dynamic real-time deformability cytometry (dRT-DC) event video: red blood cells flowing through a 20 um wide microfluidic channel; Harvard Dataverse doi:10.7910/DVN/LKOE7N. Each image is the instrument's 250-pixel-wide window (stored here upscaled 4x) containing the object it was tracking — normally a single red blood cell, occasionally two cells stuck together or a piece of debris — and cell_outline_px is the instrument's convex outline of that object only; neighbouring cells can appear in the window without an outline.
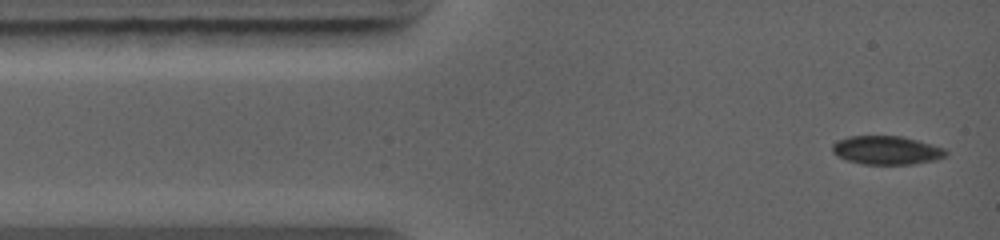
{"species": "common noctule bat (a hibernating species)", "species_latin": "Nyctalus noctula", "temperature_condition": "warm", "stored_images_in_passage": 36, "camera_frame_rate_fps": 5000, "um_per_image_px": 0.085, "animal": {"sex": "female", "body_mass_g": 19.0, "forearm_length_mm": 56.7}, "frame": {"image": 1, "passage_image": 1, "time_ms": 0.0, "image_size_px": [1000, 240], "cell_outline_px": [[948, 156], [936, 160], [912, 164], [864, 164], [848, 160], [832, 152], [832, 144], [836, 140], [848, 136], [900, 136], [932, 144], [944, 148], [948, 152]], "centroid_in_image_um": [75.38, 12.76], "position_along_channel_um": 9.6, "area_um2": 18.9}}
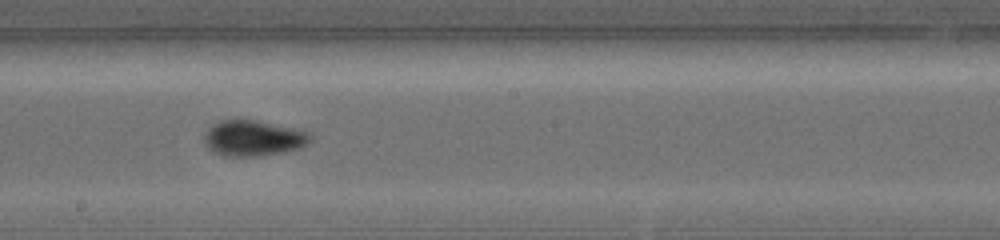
{"frame": {"image": 2, "passage_image": 16, "time_ms": 5.8, "image_size_px": [1000, 240], "cell_outline_px": [[312, 140], [308, 144], [300, 148], [284, 152], [260, 156], [224, 156], [208, 148], [204, 144], [204, 132], [212, 124], [220, 120], [256, 120], [296, 128], [308, 132], [312, 136]], "centroid_in_image_um": [21.54, 11.74], "position_along_channel_um": 226.7, "area_um2": 22.31}}
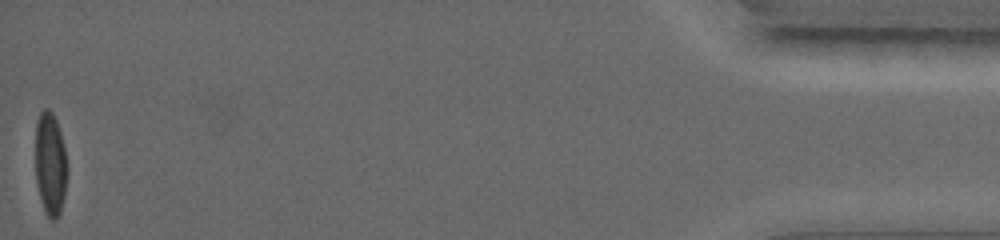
{"frame": {"image": 3, "passage_image": 36, "time_ms": 13.0, "image_size_px": [1000, 240], "cell_outline_px": [[68, 172], [64, 196], [60, 212], [56, 220], [52, 220], [44, 212], [40, 200], [36, 180], [36, 120], [40, 112], [44, 108], [48, 108], [52, 112], [56, 120], [60, 132], [68, 164]], "centroid_in_image_um": [4.28, 13.95], "position_along_channel_um": 430.9, "area_um2": 19.36}}